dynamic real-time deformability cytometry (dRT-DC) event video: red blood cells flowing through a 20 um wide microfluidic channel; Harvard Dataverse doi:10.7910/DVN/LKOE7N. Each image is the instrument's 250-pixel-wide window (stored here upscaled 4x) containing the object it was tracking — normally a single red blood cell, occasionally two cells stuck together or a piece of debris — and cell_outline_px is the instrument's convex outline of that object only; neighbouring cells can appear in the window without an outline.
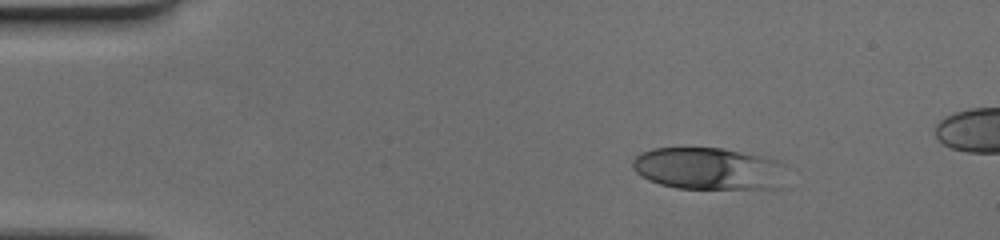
{"species": "human", "species_latin": "Homo sapiens", "temperature_condition": "cold", "stored_images_in_passage": 42, "camera_frame_rate_fps": 3000, "um_per_image_px": 0.085, "donor": {"sex": "female"}, "frame": {"image": 1, "passage_image": 7, "time_ms": 2.0, "image_size_px": [1000, 240], "cell_outline_px": [[784, 164], [780, 188], [676, 188], [660, 184], [648, 180], [636, 172], [632, 168], [632, 160], [636, 156], [652, 148], [724, 148], [760, 156], [776, 160]], "centroid_in_image_um": [60.19, 14.33], "position_along_channel_um": 24.8, "area_um2": 37.51}}